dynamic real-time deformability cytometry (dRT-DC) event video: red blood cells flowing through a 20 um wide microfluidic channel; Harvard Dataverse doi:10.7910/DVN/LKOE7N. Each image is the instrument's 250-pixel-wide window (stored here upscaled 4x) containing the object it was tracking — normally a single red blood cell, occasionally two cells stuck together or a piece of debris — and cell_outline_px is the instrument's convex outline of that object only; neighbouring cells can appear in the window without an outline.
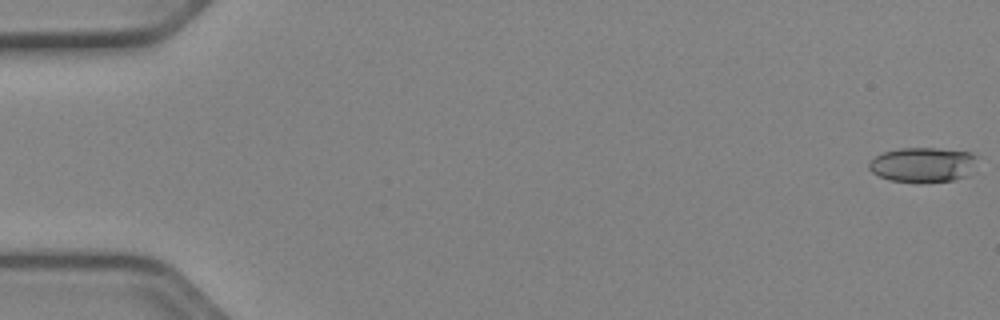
{"species": "Egyptian fruit bat (a non-hibernating species)", "species_latin": "Rousettus aegyptiacus", "temperature_condition": "cold", "stored_images_in_passage": 16, "camera_frame_rate_fps": 3000, "um_per_image_px": 0.085, "animal": {"sex": "female"}, "frame": {"image": 1, "passage_image": 1, "time_ms": 0.0, "image_size_px": [1000, 320], "cell_outline_px": [[980, 156], [968, 176], [952, 180], [920, 184], [888, 180], [872, 172], [868, 168], [868, 164], [876, 156], [884, 152], [900, 148], [936, 148], [972, 152]], "centroid_in_image_um": [78.48, 14.02], "position_along_channel_um": 6.5, "area_um2": 22.48}}
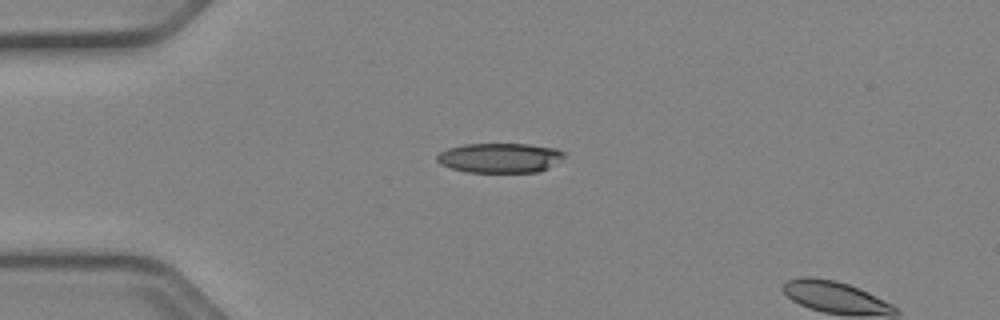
{"frame": {"image": 2, "passage_image": 14, "time_ms": 4.333, "image_size_px": [1000, 320], "cell_outline_px": [[564, 156], [548, 168], [536, 172], [468, 172], [452, 168], [440, 164], [436, 160], [436, 156], [440, 152], [448, 148], [464, 144], [528, 144], [556, 148], [564, 152]], "centroid_in_image_um": [42.46, 13.41], "position_along_channel_um": 42.5, "area_um2": 21.91}}